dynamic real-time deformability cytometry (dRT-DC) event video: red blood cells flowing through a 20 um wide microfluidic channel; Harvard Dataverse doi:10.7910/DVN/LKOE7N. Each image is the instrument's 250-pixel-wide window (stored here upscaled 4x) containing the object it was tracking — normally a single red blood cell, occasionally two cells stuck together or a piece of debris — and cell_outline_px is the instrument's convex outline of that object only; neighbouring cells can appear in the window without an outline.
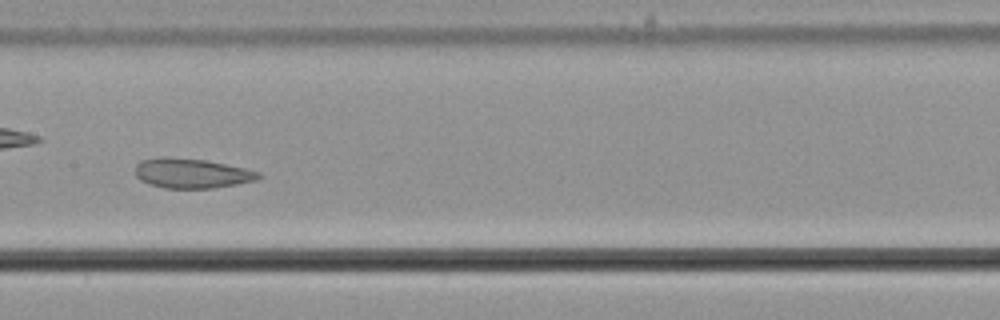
{"species": "common noctule bat (a hibernating species)", "species_latin": "Nyctalus noctula", "temperature_condition": "cold", "stored_images_in_passage": 56, "camera_frame_rate_fps": 3000, "um_per_image_px": 0.085, "animal": {"sex": "male", "body_mass_g": 21.5, "forearm_length_mm": 52.0}, "frame": {"image": 1, "passage_image": 27, "time_ms": 8.667, "image_size_px": [1000, 320], "cell_outline_px": [[264, 176], [256, 180], [236, 184], [212, 188], [164, 188], [148, 184], [140, 180], [136, 176], [136, 164], [140, 160], [164, 156], [204, 160], [244, 168], [260, 172]], "centroid_in_image_um": [16.27, 14.73], "position_along_channel_um": 191.1, "area_um2": 21.39}}
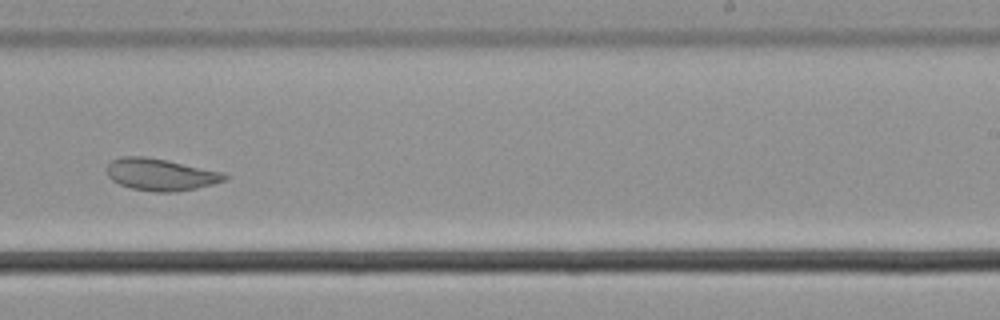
{"frame": {"image": 2, "passage_image": 34, "time_ms": 11.0, "image_size_px": [1000, 320], "cell_outline_px": [[228, 176], [224, 180], [212, 184], [196, 188], [176, 192], [156, 192], [132, 188], [120, 184], [112, 180], [108, 176], [108, 164], [112, 160], [120, 156], [144, 156], [168, 160], [220, 172]], "centroid_in_image_um": [13.61, 14.83], "position_along_channel_um": 275.4, "area_um2": 21.68}}
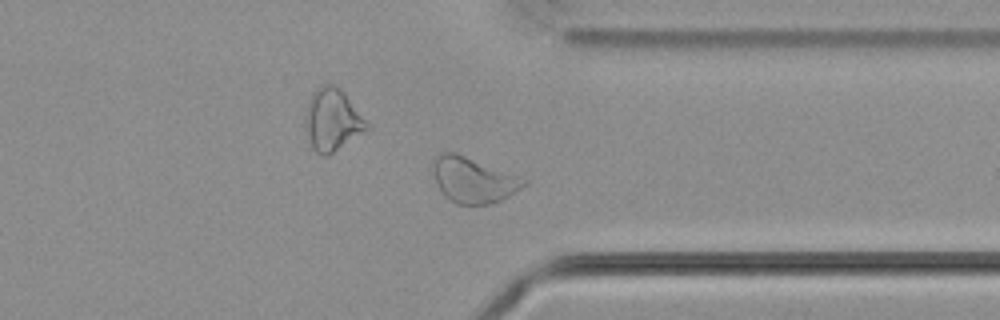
{"frame": {"image": 3, "passage_image": 42, "time_ms": 13.667, "image_size_px": [1000, 320], "cell_outline_px": [[528, 184], [508, 196], [492, 204], [456, 204], [444, 196], [436, 180], [432, 168], [432, 160], [440, 152], [456, 152], [520, 176], [528, 180]], "centroid_in_image_um": [40.23, 15.28], "position_along_channel_um": 371.2, "area_um2": 24.16}, "authors_computed_cell_mechanics": {"area_um2": 26.6747, "velocity_mm_per_s": 3.6172, "shape_relaxation_time_tau1_ms": null, "shape_relaxation_time_tau2_ms": 1.9045, "deformation_change_tau1": null, "deformation_change_tau2": 0.0603}}